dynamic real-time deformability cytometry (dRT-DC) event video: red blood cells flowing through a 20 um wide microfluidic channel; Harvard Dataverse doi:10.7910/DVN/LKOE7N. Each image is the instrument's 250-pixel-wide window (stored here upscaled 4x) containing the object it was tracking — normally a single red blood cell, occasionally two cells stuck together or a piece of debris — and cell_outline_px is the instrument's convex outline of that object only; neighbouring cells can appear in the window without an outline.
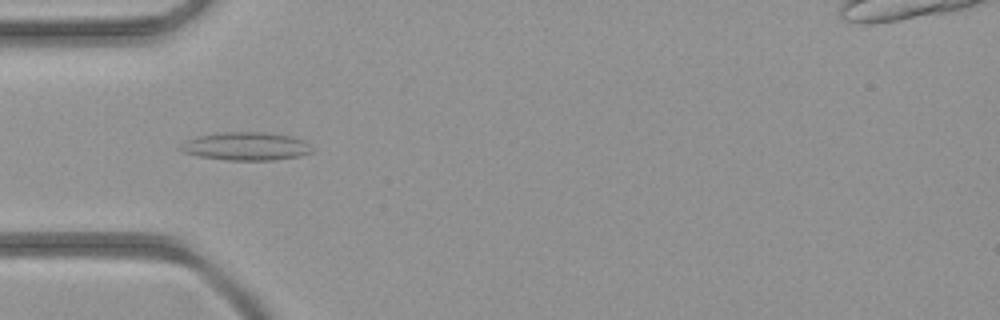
{"species": "common noctule bat (a hibernating species)", "species_latin": "Nyctalus noctula", "temperature_condition": "room temperature", "stored_images_in_passage": 9, "camera_frame_rate_fps": 3000, "um_per_image_px": 0.085, "animal": {"sex": "female", "body_mass_g": 21.9}, "frame": {"image": 1, "passage_image": 3, "time_ms": 0.667, "image_size_px": [1000, 320], "cell_outline_px": [[312, 152], [300, 156], [272, 160], [228, 160], [200, 156], [184, 152], [180, 148], [188, 140], [200, 136], [220, 132], [264, 132], [292, 136], [304, 140], [312, 148]], "centroid_in_image_um": [20.98, 12.43], "position_along_channel_um": 64.0, "area_um2": 21.27}}
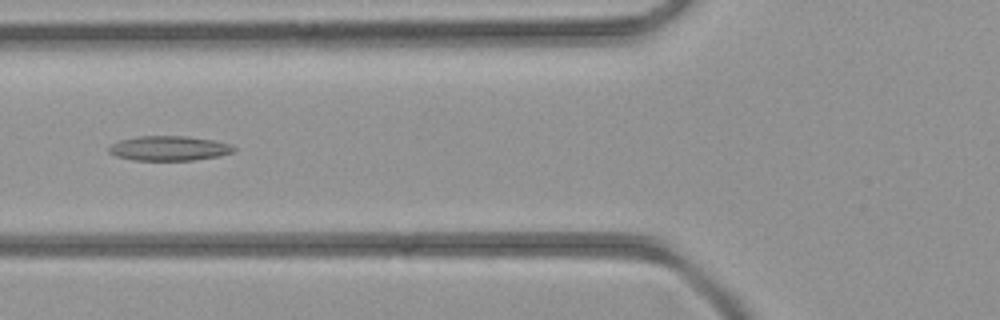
{"frame": {"image": 2, "passage_image": 6, "time_ms": 1.667, "image_size_px": [1000, 320], "cell_outline_px": [[236, 148], [232, 152], [220, 156], [192, 160], [132, 160], [116, 156], [108, 152], [108, 148], [112, 144], [120, 140], [136, 136], [188, 136], [212, 140], [228, 144]], "centroid_in_image_um": [14.33, 12.6], "position_along_channel_um": 111.5, "area_um2": 17.92}}